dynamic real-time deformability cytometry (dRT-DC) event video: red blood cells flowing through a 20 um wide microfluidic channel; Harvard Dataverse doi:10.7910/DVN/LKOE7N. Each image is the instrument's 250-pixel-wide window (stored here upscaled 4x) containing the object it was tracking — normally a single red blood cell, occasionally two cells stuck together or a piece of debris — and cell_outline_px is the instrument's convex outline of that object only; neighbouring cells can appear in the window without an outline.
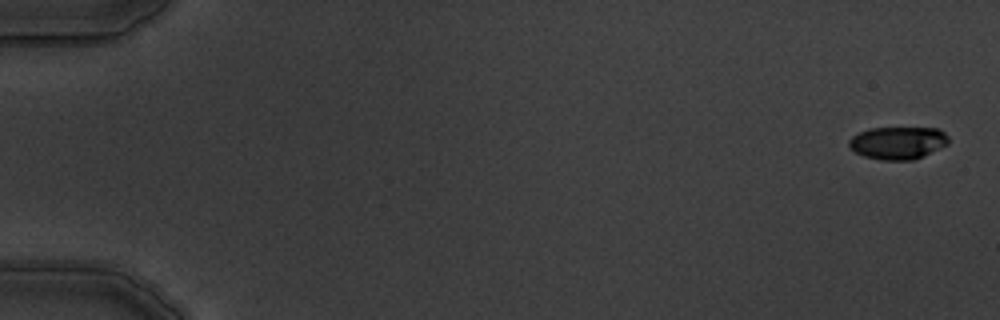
{"species": "common noctule bat (a hibernating species)", "species_latin": "Nyctalus noctula", "temperature_condition": "warm", "stored_images_in_passage": 10, "camera_frame_rate_fps": 3000, "um_per_image_px": 0.085, "animal": {"sex": "male", "body_mass_g": 19.5, "forearm_length_mm": 54.6}, "frame": {"image": 1, "passage_image": 1, "time_ms": 0.0, "image_size_px": [1000, 320], "cell_outline_px": [[948, 144], [912, 160], [880, 160], [864, 156], [856, 152], [848, 144], [848, 140], [852, 136], [868, 128], [940, 128], [948, 136]], "centroid_in_image_um": [76.31, 12.13], "position_along_channel_um": 8.7, "area_um2": 18.79}}
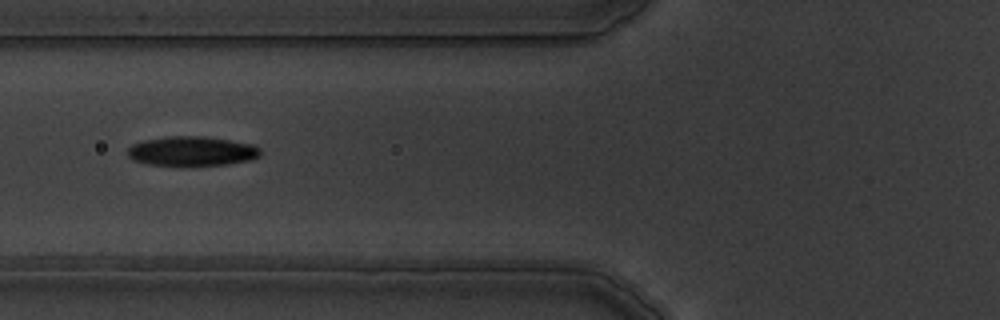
{"frame": {"image": 2, "passage_image": 7, "time_ms": 7.0, "image_size_px": [1000, 320], "cell_outline_px": [[260, 156], [252, 160], [228, 164], [148, 164], [132, 160], [128, 156], [128, 148], [132, 144], [144, 140], [168, 136], [204, 136], [252, 144], [260, 148]], "centroid_in_image_um": [16.31, 12.83], "position_along_channel_um": 109.5, "area_um2": 22.48}}
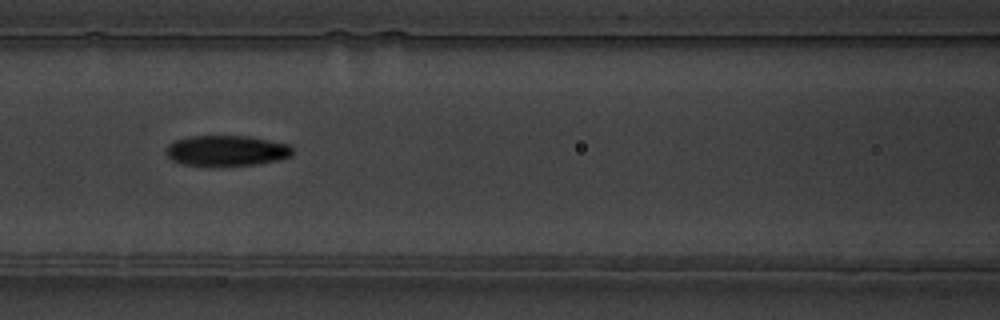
{"frame": {"image": 3, "passage_image": 8, "time_ms": 8.0, "image_size_px": [1000, 320], "cell_outline_px": [[292, 156], [276, 160], [256, 164], [212, 168], [184, 164], [172, 160], [164, 152], [168, 144], [176, 140], [192, 136], [252, 136], [288, 144], [292, 148]], "centroid_in_image_um": [19.23, 12.83], "position_along_channel_um": 147.4, "area_um2": 23.06}}